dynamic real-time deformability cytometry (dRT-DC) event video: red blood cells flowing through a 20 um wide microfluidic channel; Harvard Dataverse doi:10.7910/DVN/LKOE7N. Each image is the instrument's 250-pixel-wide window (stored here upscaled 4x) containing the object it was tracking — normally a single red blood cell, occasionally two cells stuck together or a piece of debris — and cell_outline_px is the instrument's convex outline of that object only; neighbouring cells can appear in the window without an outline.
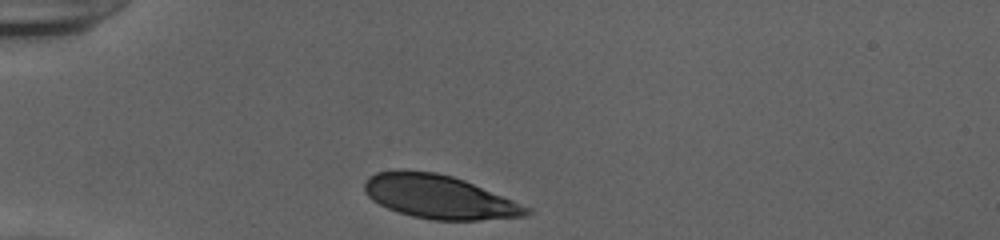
{"species": "human", "species_latin": "Homo sapiens", "temperature_condition": "cold", "stored_images_in_passage": 30, "camera_frame_rate_fps": 3000, "um_per_image_px": 0.085, "donor": {"sex": "female"}, "frame": {"image": 1, "passage_image": 1, "time_ms": 0.0, "image_size_px": [1000, 240], "cell_outline_px": [[532, 212], [524, 216], [480, 220], [432, 220], [412, 216], [388, 208], [372, 200], [364, 192], [364, 180], [368, 176], [376, 172], [436, 172], [452, 176], [464, 180], [532, 208]], "centroid_in_image_um": [37.34, 16.76], "position_along_channel_um": 47.7, "area_um2": 40.52}}
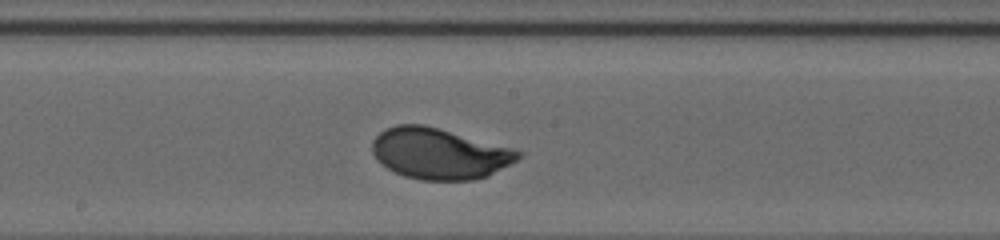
{"frame": {"image": 2, "passage_image": 16, "time_ms": 5.0, "image_size_px": [1000, 240], "cell_outline_px": [[524, 152], [516, 160], [488, 176], [472, 180], [420, 180], [404, 176], [380, 164], [376, 160], [372, 152], [372, 140], [384, 128], [396, 124], [424, 124]], "centroid_in_image_um": [37.28, 13.05], "position_along_channel_um": 210.9, "area_um2": 43.12}}
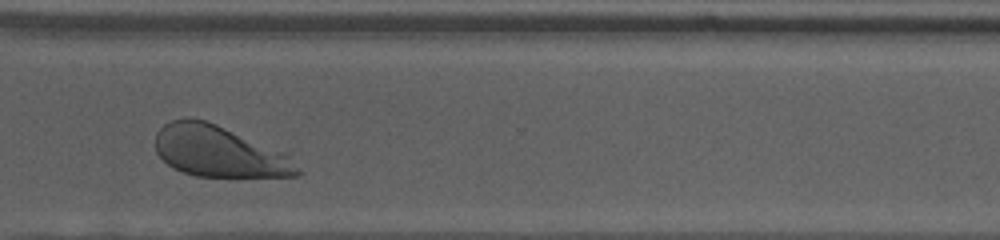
{"frame": {"image": 3, "passage_image": 27, "time_ms": 8.667, "image_size_px": [1000, 240], "cell_outline_px": [[300, 176], [196, 176], [172, 168], [156, 152], [156, 132], [164, 124], [172, 120], [204, 120], [216, 124], [288, 152], [300, 172]], "centroid_in_image_um": [18.65, 12.88], "position_along_channel_um": 351.9, "area_um2": 41.96}, "authors_computed_cell_mechanics": {"area_um2": 42.8587, "velocity_mm_per_s": 3.8506, "shape_relaxation_time_tau1_ms": 2.0876, "shape_relaxation_time_tau2_ms": null, "deformation_change_tau1": 0.1499, "deformation_change_tau2": null}}